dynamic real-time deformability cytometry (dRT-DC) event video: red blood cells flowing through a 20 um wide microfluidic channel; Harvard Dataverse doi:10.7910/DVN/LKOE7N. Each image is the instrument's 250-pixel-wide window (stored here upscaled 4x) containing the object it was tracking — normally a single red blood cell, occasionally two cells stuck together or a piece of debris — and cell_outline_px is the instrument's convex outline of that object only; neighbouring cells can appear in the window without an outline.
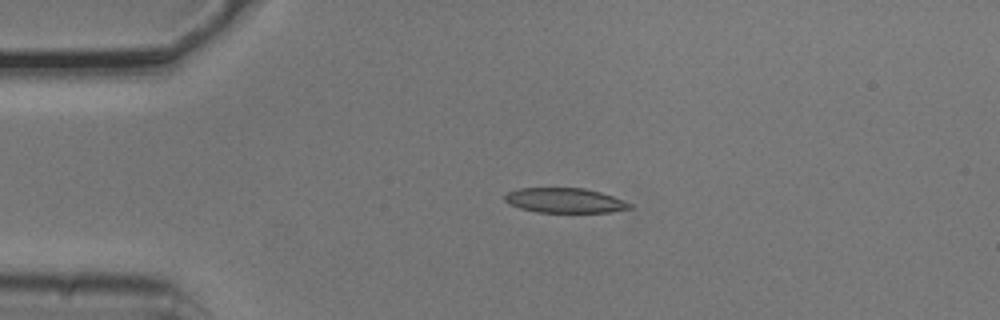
{"species": "common noctule bat (a hibernating species)", "species_latin": "Nyctalus noctula", "temperature_condition": "cold", "stored_images_in_passage": 2, "camera_frame_rate_fps": 3000, "um_per_image_px": 0.085, "animal": {"sex": "male", "body_mass_g": 20.5, "forearm_length_mm": 52.5}, "frame": {"image": 1, "passage_image": 1, "time_ms": 0.0, "image_size_px": [1000, 320], "cell_outline_px": [[632, 208], [608, 212], [536, 212], [520, 208], [508, 204], [504, 200], [504, 196], [508, 192], [520, 188], [584, 188], [600, 192], [612, 196], [632, 204]], "centroid_in_image_um": [47.97, 17.04], "position_along_channel_um": 37.0, "area_um2": 17.98}}